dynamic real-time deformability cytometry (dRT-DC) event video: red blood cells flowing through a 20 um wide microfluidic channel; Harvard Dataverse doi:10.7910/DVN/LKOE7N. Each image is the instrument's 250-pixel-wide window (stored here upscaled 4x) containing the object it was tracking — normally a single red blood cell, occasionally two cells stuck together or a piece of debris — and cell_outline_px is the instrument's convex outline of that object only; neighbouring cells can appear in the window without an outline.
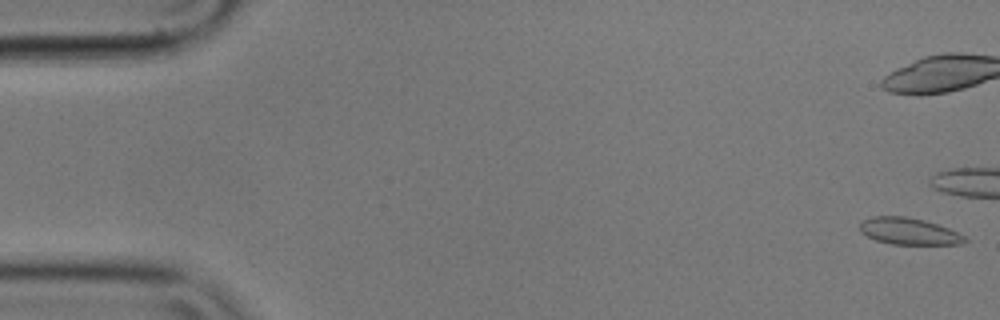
{"species": "common noctule bat (a hibernating species)", "species_latin": "Nyctalus noctula", "temperature_condition": "cold", "stored_images_in_passage": 18, "camera_frame_rate_fps": 3000, "um_per_image_px": 0.085, "animal": {"sex": "male", "body_mass_g": 17.9}, "frame": {"image": 1, "passage_image": 1, "time_ms": 0.0, "image_size_px": [1000, 320], "cell_outline_px": [[968, 240], [960, 244], [892, 244], [876, 240], [860, 232], [860, 224], [864, 220], [872, 216], [904, 216], [924, 220], [948, 228], [964, 236]], "centroid_in_image_um": [77.23, 19.65], "position_along_channel_um": 7.8, "area_um2": 16.13}}